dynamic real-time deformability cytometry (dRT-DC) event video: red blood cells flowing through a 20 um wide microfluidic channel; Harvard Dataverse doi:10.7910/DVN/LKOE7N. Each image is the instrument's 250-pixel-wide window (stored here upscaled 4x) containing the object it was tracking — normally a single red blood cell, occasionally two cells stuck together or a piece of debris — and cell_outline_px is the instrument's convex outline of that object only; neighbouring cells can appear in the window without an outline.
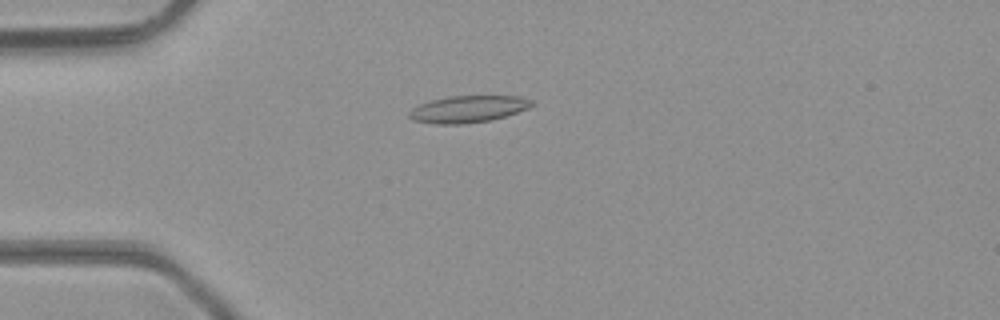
{"species": "common noctule bat (a hibernating species)", "species_latin": "Nyctalus noctula", "temperature_condition": "room temperature", "stored_images_in_passage": 45, "camera_frame_rate_fps": 3000, "um_per_image_px": 0.085, "animal": {"sex": "male", "body_mass_g": 23.1, "forearm_length_mm": 52.7}, "frame": {"image": 1, "passage_image": 10, "time_ms": 3.0, "image_size_px": [1000, 320], "cell_outline_px": [[536, 104], [528, 108], [492, 120], [460, 124], [436, 124], [412, 120], [408, 116], [408, 112], [412, 108], [420, 104], [432, 100], [448, 96], [516, 96], [532, 100]], "centroid_in_image_um": [39.77, 9.27], "position_along_channel_um": 45.2, "area_um2": 19.13}}
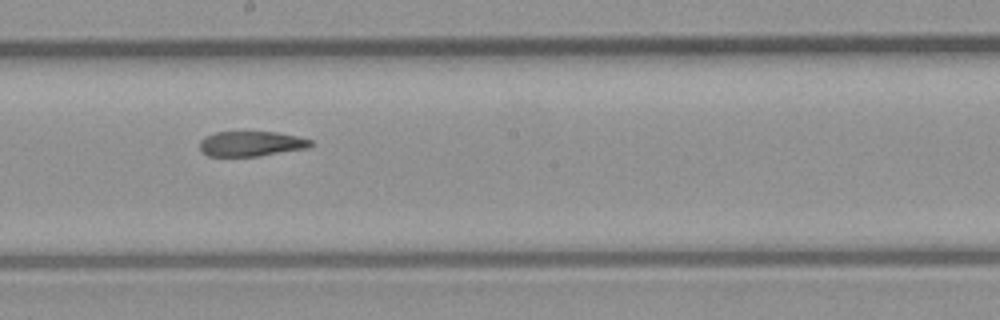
{"frame": {"image": 2, "passage_image": 24, "time_ms": 7.667, "image_size_px": [1000, 320], "cell_outline_px": [[312, 144], [308, 148], [256, 156], [208, 156], [200, 152], [200, 140], [204, 136], [216, 132], [276, 132], [296, 136], [312, 140]], "centroid_in_image_um": [21.3, 12.22], "position_along_channel_um": 226.9, "area_um2": 16.18}}
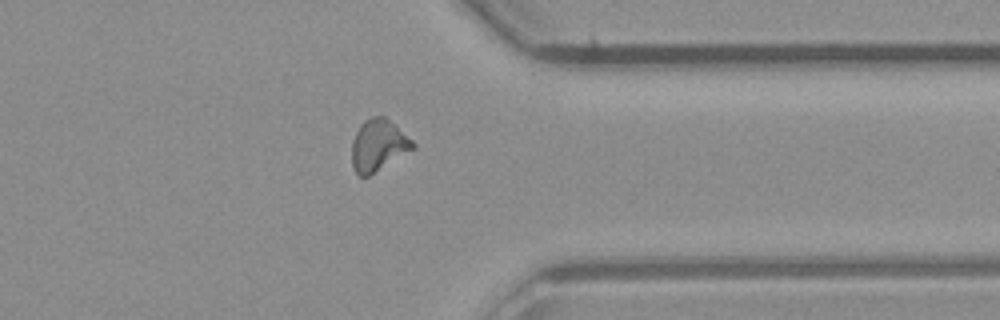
{"frame": {"image": 3, "passage_image": 35, "time_ms": 11.333, "image_size_px": [1000, 320], "cell_outline_px": [[416, 148], [368, 176], [360, 176], [356, 172], [352, 164], [352, 140], [360, 124], [364, 120], [372, 116], [384, 116], [412, 140], [416, 144]], "centroid_in_image_um": [32.15, 12.34], "position_along_channel_um": 379.2, "area_um2": 18.21}, "authors_computed_cell_mechanics": {"area_um2": 17.918, "velocity_mm_per_s": 4.3286, "shape_relaxation_time_tau1_ms": null, "shape_relaxation_time_tau2_ms": 3.566, "deformation_change_tau1": null, "deformation_change_tau2": 0.1168}}